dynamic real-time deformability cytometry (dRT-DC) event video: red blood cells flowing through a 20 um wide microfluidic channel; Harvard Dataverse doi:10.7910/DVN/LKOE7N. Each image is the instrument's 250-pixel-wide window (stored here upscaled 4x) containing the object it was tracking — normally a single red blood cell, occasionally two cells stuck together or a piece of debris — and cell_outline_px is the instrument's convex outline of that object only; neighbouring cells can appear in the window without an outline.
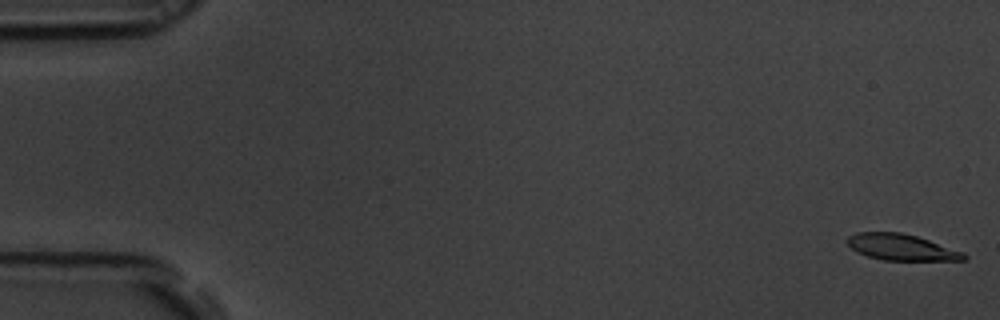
{"species": "common noctule bat (a hibernating species)", "species_latin": "Nyctalus noctula", "temperature_condition": "room temperature", "stored_images_in_passage": 56, "camera_frame_rate_fps": 3000, "um_per_image_px": 0.085, "animal": {"sex": "male", "body_mass_g": 19.5, "forearm_length_mm": 54.6}, "frame": {"image": 1, "passage_image": 1, "time_ms": 0.0, "image_size_px": [1000, 320], "cell_outline_px": [[968, 256], [964, 260], [884, 260], [868, 256], [856, 252], [844, 240], [848, 236], [856, 232], [900, 232], [916, 236], [964, 252]], "centroid_in_image_um": [76.58, 21.01], "position_along_channel_um": 8.4, "area_um2": 17.74}}
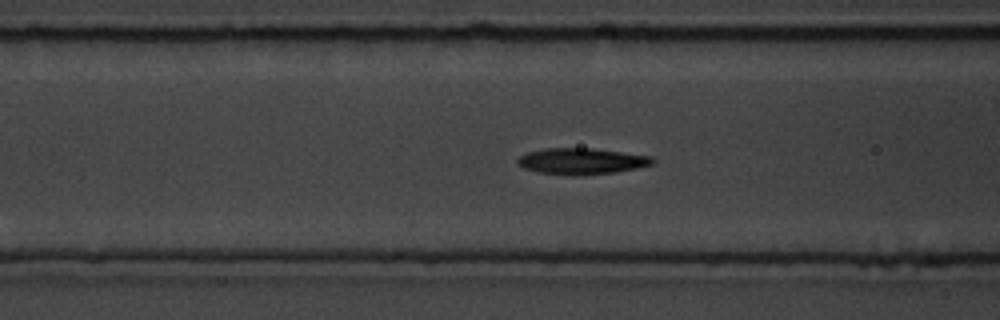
{"frame": {"image": 2, "passage_image": 22, "time_ms": 7.0, "image_size_px": [1000, 320], "cell_outline_px": [[656, 160], [652, 164], [636, 168], [616, 172], [540, 172], [524, 168], [516, 164], [516, 160], [520, 156], [528, 152], [544, 148], [592, 148], [652, 156]], "centroid_in_image_um": [49.45, 13.64], "position_along_channel_um": 117.2, "area_um2": 19.54}}
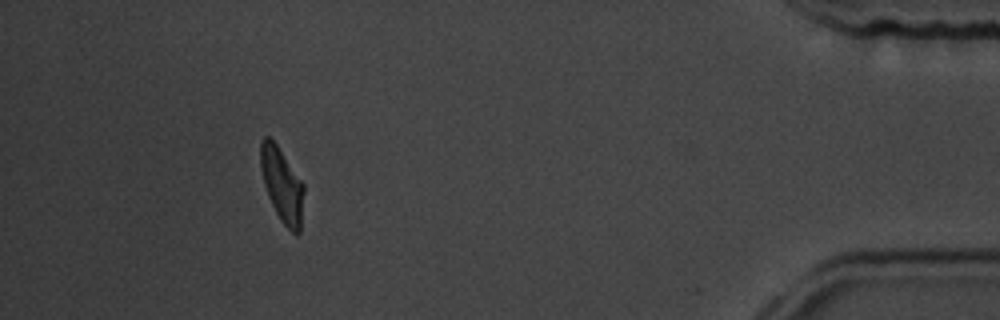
{"frame": {"image": 3, "passage_image": 51, "time_ms": 16.667, "image_size_px": [1000, 320], "cell_outline_px": [[304, 192], [300, 232], [292, 232], [280, 220], [268, 196], [264, 184], [260, 168], [260, 140], [264, 136], [268, 136], [276, 144], [304, 184]], "centroid_in_image_um": [23.96, 15.69], "position_along_channel_um": 411.2, "area_um2": 18.55}, "authors_computed_cell_mechanics": {"area_um2": 19.7098, "velocity_mm_per_s": 3.6553, "shape_relaxation_time_tau1_ms": 3.5011, "shape_relaxation_time_tau2_ms": 2.3592, "deformation_change_tau1": 0.1714, "deformation_change_tau2": 0.0817}}